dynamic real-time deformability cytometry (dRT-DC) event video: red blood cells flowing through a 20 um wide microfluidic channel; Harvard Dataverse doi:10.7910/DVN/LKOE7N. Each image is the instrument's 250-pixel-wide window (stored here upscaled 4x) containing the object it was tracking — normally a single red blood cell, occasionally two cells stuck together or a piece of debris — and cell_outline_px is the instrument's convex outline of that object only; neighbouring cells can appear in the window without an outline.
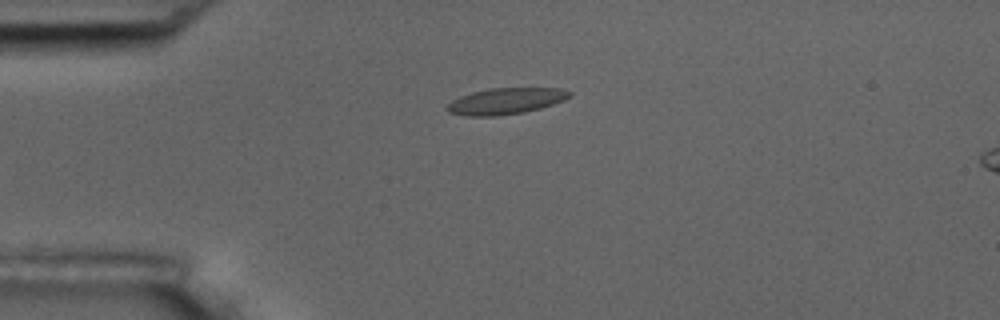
{"species": "common noctule bat (a hibernating species)", "species_latin": "Nyctalus noctula", "temperature_condition": "room temperature", "stored_images_in_passage": 6, "camera_frame_rate_fps": 3000, "um_per_image_px": 0.085, "animal": {"sex": "male", "body_mass_g": 17.5, "forearm_length_mm": 52.3}, "frame": {"image": 1, "passage_image": 6, "time_ms": 6.0, "image_size_px": [1000, 320], "cell_outline_px": [[572, 96], [564, 100], [540, 108], [524, 112], [496, 116], [468, 116], [448, 112], [444, 108], [452, 100], [460, 96], [472, 92], [488, 88], [560, 88], [572, 92]], "centroid_in_image_um": [42.97, 8.59], "position_along_channel_um": 42.0, "area_um2": 18.79}}